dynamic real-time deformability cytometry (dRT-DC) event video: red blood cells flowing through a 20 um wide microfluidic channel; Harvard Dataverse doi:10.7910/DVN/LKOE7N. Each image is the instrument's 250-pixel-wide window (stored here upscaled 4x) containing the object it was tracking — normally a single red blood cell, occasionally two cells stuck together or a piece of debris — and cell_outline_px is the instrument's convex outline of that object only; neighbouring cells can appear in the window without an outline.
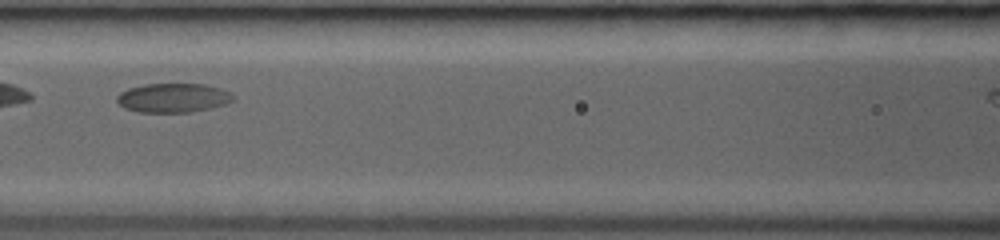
{"species": "common noctule bat (a hibernating species)", "species_latin": "Nyctalus noctula", "temperature_condition": "room temperature", "stored_images_in_passage": 34, "segment_of_instrument_passage": [2, 2], "camera_frame_rate_fps": 3000, "um_per_image_px": 0.085, "animal": {"sex": "female", "body_mass_g": 19.0, "forearm_length_mm": 53.3}, "frame": {"image": 1, "passage_image": 12, "time_ms": 3.667, "image_size_px": [1000, 240], "cell_outline_px": [[236, 100], [224, 104], [192, 112], [140, 112], [124, 108], [116, 100], [116, 96], [120, 92], [128, 88], [144, 84], [204, 84], [220, 88], [228, 92]], "centroid_in_image_um": [14.68, 8.31], "position_along_channel_um": 151.9, "area_um2": 19.65}}
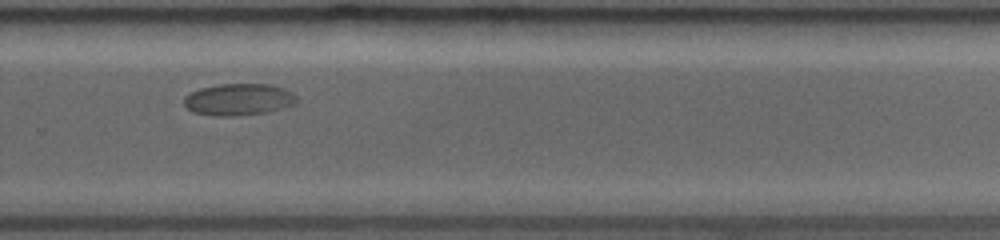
{"frame": {"image": 2, "passage_image": 24, "time_ms": 7.667, "image_size_px": [1000, 240], "cell_outline_px": [[296, 104], [268, 112], [236, 116], [216, 116], [192, 112], [184, 104], [184, 96], [200, 88], [220, 84], [268, 84], [284, 88], [292, 92], [296, 96]], "centroid_in_image_um": [20.29, 8.46], "position_along_channel_um": 309.5, "area_um2": 20.92}}
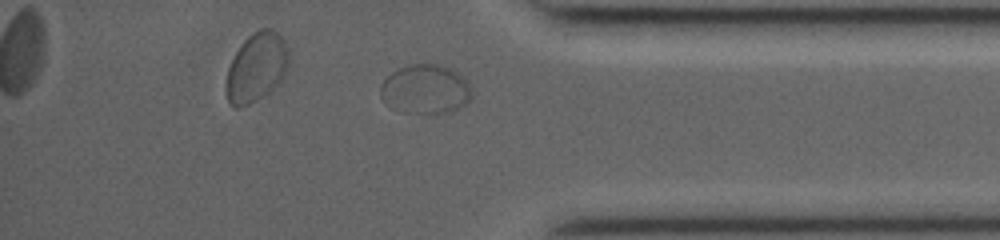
{"frame": {"image": 3, "passage_image": 31, "time_ms": 10.0, "image_size_px": [1000, 240], "cell_outline_px": [[472, 96], [464, 104], [452, 112], [400, 112], [384, 104], [380, 96], [380, 84], [392, 72], [408, 64], [436, 64], [448, 68], [464, 76], [468, 80], [472, 88]], "centroid_in_image_um": [36.15, 7.58], "position_along_channel_um": 399.1, "area_um2": 26.3}}